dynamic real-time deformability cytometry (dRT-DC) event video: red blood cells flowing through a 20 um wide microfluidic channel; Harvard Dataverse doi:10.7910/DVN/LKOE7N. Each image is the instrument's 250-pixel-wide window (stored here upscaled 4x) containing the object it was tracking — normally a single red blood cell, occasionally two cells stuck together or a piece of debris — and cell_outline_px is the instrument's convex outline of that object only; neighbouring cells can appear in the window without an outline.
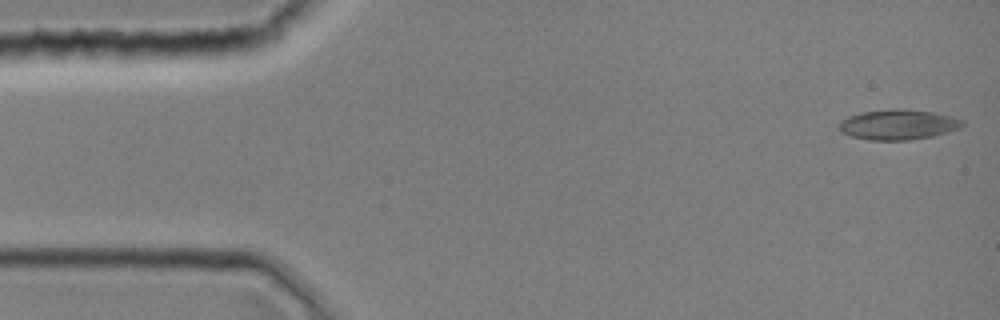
{"species": "common noctule bat (a hibernating species)", "species_latin": "Nyctalus noctula", "temperature_condition": "room temperature", "stored_images_in_passage": 1, "camera_frame_rate_fps": 3000, "um_per_image_px": 0.085, "animal": {"sex": "female", "body_mass_g": 19.0, "forearm_length_mm": 51.5}, "frame": {"image": 1, "passage_image": 1, "time_ms": 0.0, "image_size_px": [1000, 320], "cell_outline_px": [[964, 124], [960, 128], [948, 132], [932, 136], [912, 140], [868, 140], [852, 136], [840, 132], [840, 120], [848, 116], [860, 112], [892, 108], [904, 108], [932, 112], [952, 116], [964, 120]], "centroid_in_image_um": [76.35, 10.58], "position_along_channel_um": 8.7, "area_um2": 21.96}}